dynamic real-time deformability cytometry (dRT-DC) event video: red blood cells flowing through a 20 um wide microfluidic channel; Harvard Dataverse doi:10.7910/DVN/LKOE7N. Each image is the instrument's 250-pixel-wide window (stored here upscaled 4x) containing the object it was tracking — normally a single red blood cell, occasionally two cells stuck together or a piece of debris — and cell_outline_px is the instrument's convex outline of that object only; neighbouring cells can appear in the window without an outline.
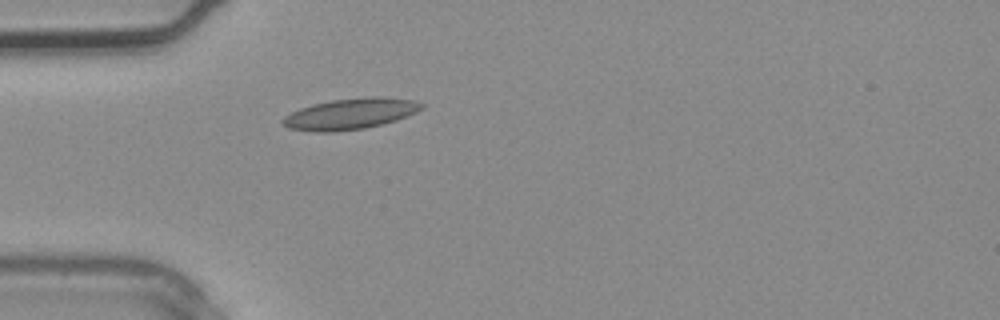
{"species": "common noctule bat (a hibernating species)", "species_latin": "Nyctalus noctula", "temperature_condition": "warm", "stored_images_in_passage": 2, "camera_frame_rate_fps": 3000, "um_per_image_px": 0.085, "animal": {"sex": "male", "body_mass_g": 20.4}, "frame": {"image": 1, "passage_image": 2, "time_ms": 0.333, "image_size_px": [1000, 320], "cell_outline_px": [[424, 108], [416, 112], [396, 120], [364, 128], [332, 132], [316, 132], [288, 128], [280, 120], [284, 116], [300, 108], [312, 104], [332, 100], [368, 96], [376, 96], [412, 100], [424, 104]], "centroid_in_image_um": [29.75, 9.67], "position_along_channel_um": 55.2, "area_um2": 24.91}}